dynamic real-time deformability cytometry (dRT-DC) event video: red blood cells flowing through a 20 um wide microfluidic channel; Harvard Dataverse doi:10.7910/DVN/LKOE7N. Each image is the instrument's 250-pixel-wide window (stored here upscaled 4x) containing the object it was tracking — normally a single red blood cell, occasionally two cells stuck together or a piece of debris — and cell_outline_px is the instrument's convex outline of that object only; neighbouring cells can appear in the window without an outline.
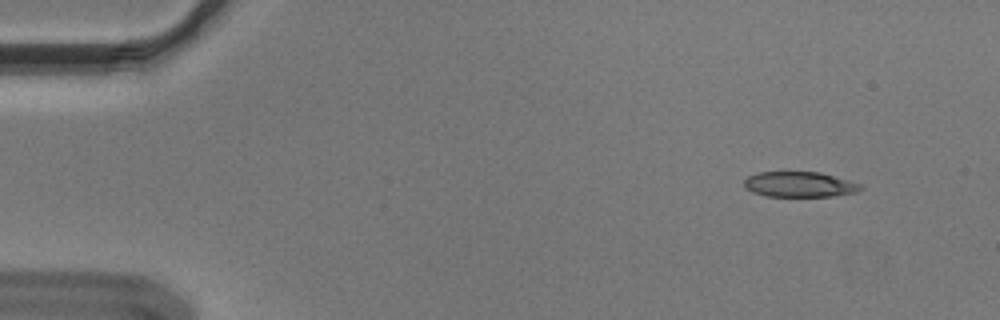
{"species": "Egyptian fruit bat (a non-hibernating species)", "species_latin": "Rousettus aegyptiacus", "temperature_condition": "cold", "stored_images_in_passage": 51, "camera_frame_rate_fps": 3000, "um_per_image_px": 0.085, "animal": {"sex": "male"}, "frame": {"image": 1, "passage_image": 1, "time_ms": 0.0, "image_size_px": [1000, 320], "cell_outline_px": [[864, 188], [856, 192], [836, 196], [764, 196], [752, 192], [744, 188], [744, 180], [748, 176], [760, 172], [820, 172], [864, 184]], "centroid_in_image_um": [67.99, 15.68], "position_along_channel_um": 17.0, "area_um2": 17.4}}
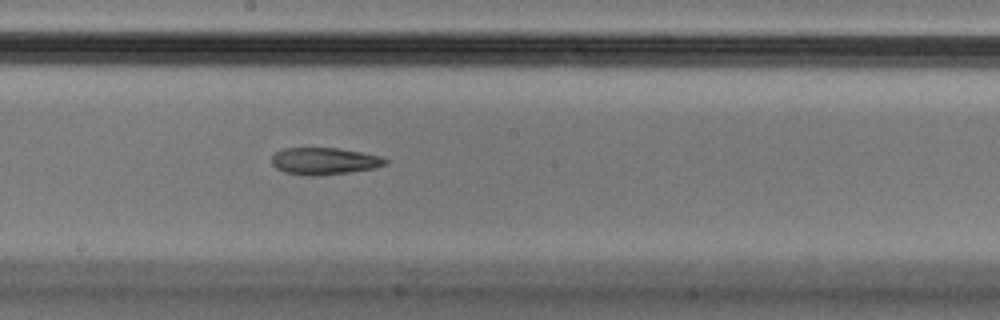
{"frame": {"image": 2, "passage_image": 26, "time_ms": 8.333, "image_size_px": [1000, 320], "cell_outline_px": [[388, 164], [376, 168], [348, 172], [316, 176], [308, 176], [284, 172], [276, 168], [272, 164], [272, 156], [276, 152], [284, 148], [340, 148], [380, 156], [388, 160]], "centroid_in_image_um": [27.57, 13.69], "position_along_channel_um": 220.6, "area_um2": 17.92}}
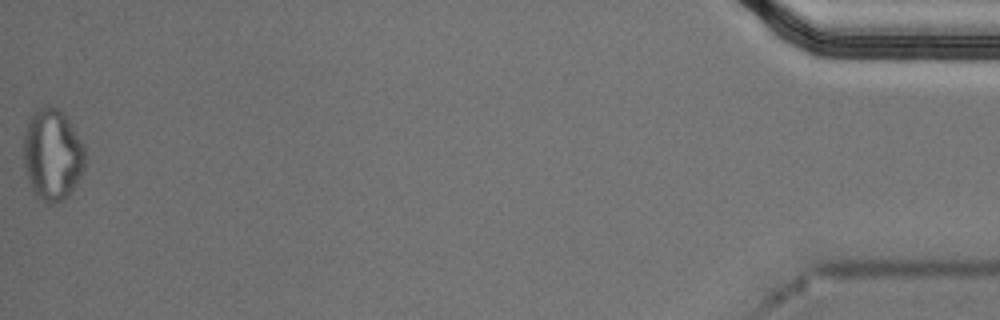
{"frame": {"image": 3, "passage_image": 51, "time_ms": 16.667, "image_size_px": [1000, 320], "cell_outline_px": [[84, 168], [76, 184], [68, 196], [52, 204], [40, 200], [32, 192], [24, 172], [24, 132], [32, 112], [36, 108], [44, 104], [48, 104], [56, 108], [68, 120], [84, 144]], "centroid_in_image_um": [4.42, 13.14], "position_along_channel_um": 430.8, "area_um2": 33.0}, "authors_computed_cell_mechanics": {"area_um2": 18.9584, "velocity_mm_per_s": 3.6352, "shape_relaxation_time_tau1_ms": null, "shape_relaxation_time_tau2_ms": 9.5875, "deformation_change_tau1": null, "deformation_change_tau2": 0.2116}}